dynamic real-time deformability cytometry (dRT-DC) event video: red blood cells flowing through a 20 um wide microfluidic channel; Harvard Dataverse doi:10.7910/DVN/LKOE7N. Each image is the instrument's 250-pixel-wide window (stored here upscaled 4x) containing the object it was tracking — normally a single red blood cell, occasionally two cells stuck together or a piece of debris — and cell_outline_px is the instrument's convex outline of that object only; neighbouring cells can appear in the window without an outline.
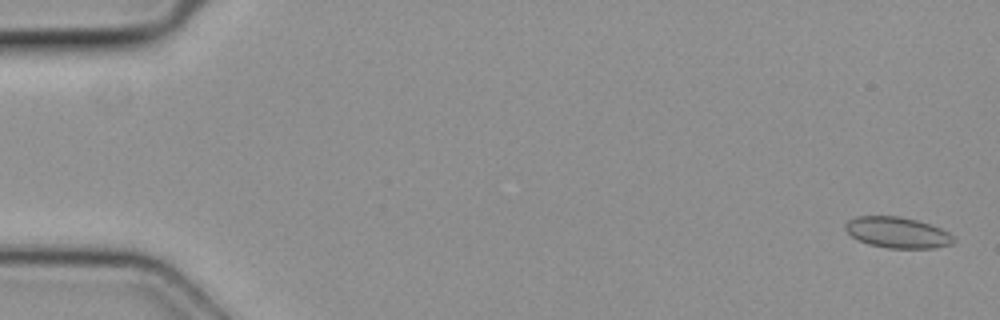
{"species": "common noctule bat (a hibernating species)", "species_latin": "Nyctalus noctula", "temperature_condition": "cold", "stored_images_in_passage": 5, "camera_frame_rate_fps": 3000, "um_per_image_px": 0.085, "animal": {"sex": "female", "body_mass_g": 19.3, "forearm_length_mm": 54.1}, "frame": {"image": 1, "passage_image": 1, "time_ms": 0.0, "image_size_px": [1000, 320], "cell_outline_px": [[956, 240], [952, 244], [936, 248], [888, 248], [868, 244], [852, 236], [844, 228], [844, 224], [848, 220], [856, 216], [900, 216], [932, 224], [948, 232]], "centroid_in_image_um": [76.29, 19.76], "position_along_channel_um": 8.7, "area_um2": 19.59}}